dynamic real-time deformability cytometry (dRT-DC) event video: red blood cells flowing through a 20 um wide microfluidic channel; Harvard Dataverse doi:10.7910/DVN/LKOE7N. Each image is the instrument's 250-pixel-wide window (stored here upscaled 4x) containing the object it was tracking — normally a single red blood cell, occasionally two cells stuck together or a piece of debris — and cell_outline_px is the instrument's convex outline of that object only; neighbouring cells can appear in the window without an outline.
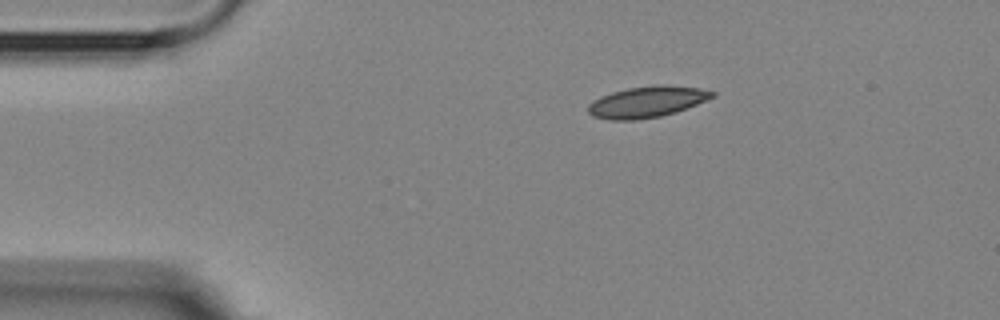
{"species": "Egyptian fruit bat (a non-hibernating species)", "species_latin": "Rousettus aegyptiacus", "temperature_condition": "room temperature", "stored_images_in_passage": 4, "camera_frame_rate_fps": 3000, "um_per_image_px": 0.085, "animal": {"sex": "female"}, "frame": {"image": 1, "passage_image": 1, "time_ms": 0.0, "image_size_px": [1000, 320], "cell_outline_px": [[716, 96], [676, 112], [660, 116], [636, 120], [608, 120], [592, 116], [588, 112], [588, 104], [592, 100], [600, 96], [612, 92], [628, 88], [652, 84], [664, 84], [700, 88], [716, 92]], "centroid_in_image_um": [54.98, 8.65], "position_along_channel_um": 30.0, "area_um2": 22.77}}
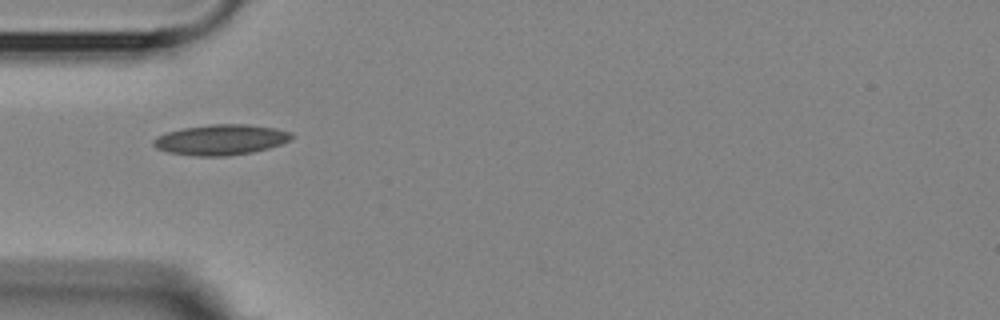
{"frame": {"image": 2, "passage_image": 3, "time_ms": 2.333, "image_size_px": [1000, 320], "cell_outline_px": [[292, 136], [288, 140], [280, 144], [268, 148], [252, 152], [228, 156], [196, 156], [168, 152], [156, 148], [152, 144], [152, 140], [156, 136], [168, 132], [184, 128], [208, 124], [248, 124], [276, 128], [292, 132]], "centroid_in_image_um": [18.75, 11.87], "position_along_channel_um": 66.3, "area_um2": 24.51}}
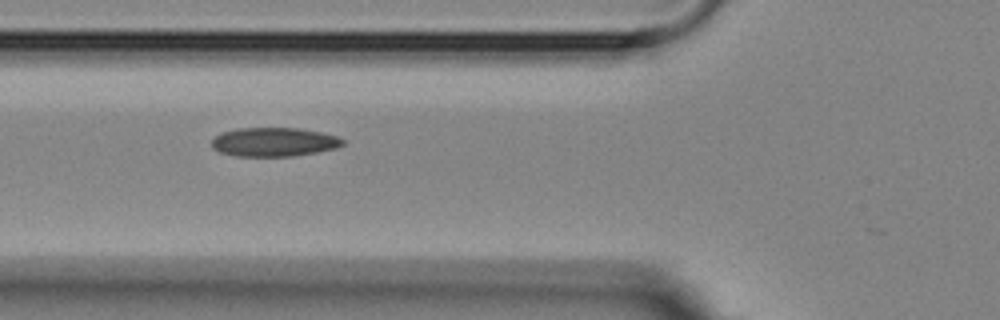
{"frame": {"image": 3, "passage_image": 4, "time_ms": 3.333, "image_size_px": [1000, 320], "cell_outline_px": [[344, 144], [336, 148], [316, 152], [292, 156], [236, 156], [220, 152], [212, 148], [212, 140], [220, 132], [236, 128], [300, 128], [320, 132], [336, 136], [344, 140]], "centroid_in_image_um": [23.26, 12.06], "position_along_channel_um": 102.5, "area_um2": 22.08}}